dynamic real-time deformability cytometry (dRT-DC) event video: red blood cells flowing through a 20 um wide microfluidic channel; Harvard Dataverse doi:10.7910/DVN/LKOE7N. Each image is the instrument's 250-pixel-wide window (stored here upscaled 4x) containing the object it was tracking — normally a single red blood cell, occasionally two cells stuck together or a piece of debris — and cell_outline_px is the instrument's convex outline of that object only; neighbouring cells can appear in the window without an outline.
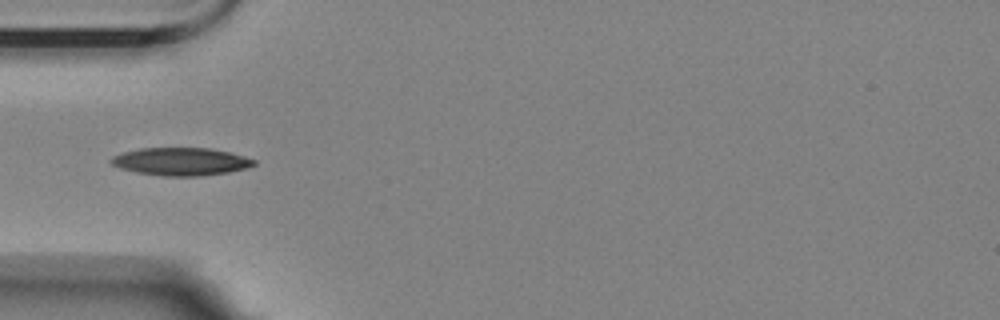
{"species": "Egyptian fruit bat (a non-hibernating species)", "species_latin": "Rousettus aegyptiacus", "temperature_condition": "room temperature", "stored_images_in_passage": 5, "camera_frame_rate_fps": 3000, "um_per_image_px": 0.085, "animal": {"sex": "female"}, "frame": {"image": 1, "passage_image": 4, "time_ms": 5.333, "image_size_px": [1000, 320], "cell_outline_px": [[256, 164], [244, 168], [228, 172], [200, 176], [160, 176], [136, 172], [120, 168], [112, 164], [108, 160], [112, 156], [124, 152], [140, 148], [212, 148], [244, 156], [256, 160]], "centroid_in_image_um": [15.35, 13.73], "position_along_channel_um": 69.7, "area_um2": 23.12}}